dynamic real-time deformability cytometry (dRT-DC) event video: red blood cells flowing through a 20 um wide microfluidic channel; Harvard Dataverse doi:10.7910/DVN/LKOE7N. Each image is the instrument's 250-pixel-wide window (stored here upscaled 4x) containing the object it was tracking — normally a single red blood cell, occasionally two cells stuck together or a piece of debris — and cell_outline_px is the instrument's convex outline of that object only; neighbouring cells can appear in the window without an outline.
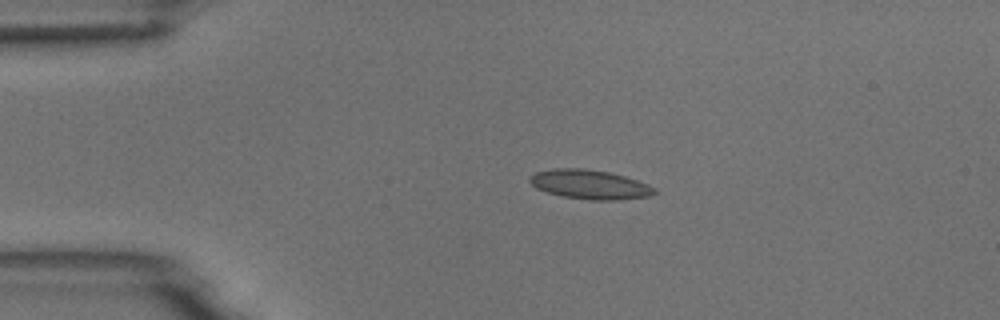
{"species": "common noctule bat (a hibernating species)", "species_latin": "Nyctalus noctula", "temperature_condition": "room temperature", "stored_images_in_passage": 2, "camera_frame_rate_fps": 3000, "um_per_image_px": 0.085, "animal": {"sex": "male", "body_mass_g": 18.8}, "frame": {"image": 1, "passage_image": 1, "time_ms": 0.0, "image_size_px": [1000, 320], "cell_outline_px": [[656, 192], [648, 196], [616, 200], [592, 200], [564, 196], [548, 192], [536, 188], [528, 180], [536, 172], [552, 168], [580, 168], [608, 172], [624, 176], [648, 184], [656, 188]], "centroid_in_image_um": [50.13, 15.67], "position_along_channel_um": 34.9, "area_um2": 20.98}}